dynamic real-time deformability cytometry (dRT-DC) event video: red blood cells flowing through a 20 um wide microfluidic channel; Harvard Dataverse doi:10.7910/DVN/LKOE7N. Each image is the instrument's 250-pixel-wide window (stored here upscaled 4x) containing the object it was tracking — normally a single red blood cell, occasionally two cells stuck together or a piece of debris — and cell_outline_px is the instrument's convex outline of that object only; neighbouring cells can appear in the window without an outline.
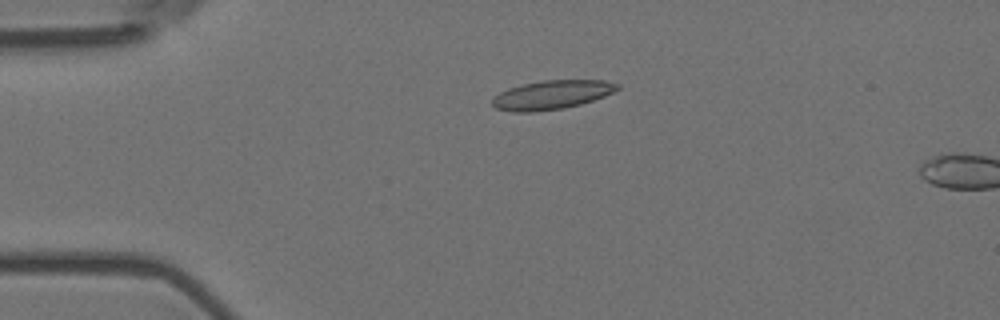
{"species": "Egyptian fruit bat (a non-hibernating species)", "species_latin": "Rousettus aegyptiacus", "temperature_condition": "room temperature", "stored_images_in_passage": 15, "camera_frame_rate_fps": 3000, "um_per_image_px": 0.085, "animal": {"sex": "female"}, "frame": {"image": 1, "passage_image": 13, "time_ms": 4.0, "image_size_px": [1000, 320], "cell_outline_px": [[620, 88], [604, 96], [580, 104], [564, 108], [532, 112], [512, 112], [496, 108], [492, 104], [492, 100], [500, 92], [508, 88], [520, 84], [544, 80], [604, 80], [620, 84]], "centroid_in_image_um": [46.89, 8.05], "position_along_channel_um": 38.1, "area_um2": 21.04}}